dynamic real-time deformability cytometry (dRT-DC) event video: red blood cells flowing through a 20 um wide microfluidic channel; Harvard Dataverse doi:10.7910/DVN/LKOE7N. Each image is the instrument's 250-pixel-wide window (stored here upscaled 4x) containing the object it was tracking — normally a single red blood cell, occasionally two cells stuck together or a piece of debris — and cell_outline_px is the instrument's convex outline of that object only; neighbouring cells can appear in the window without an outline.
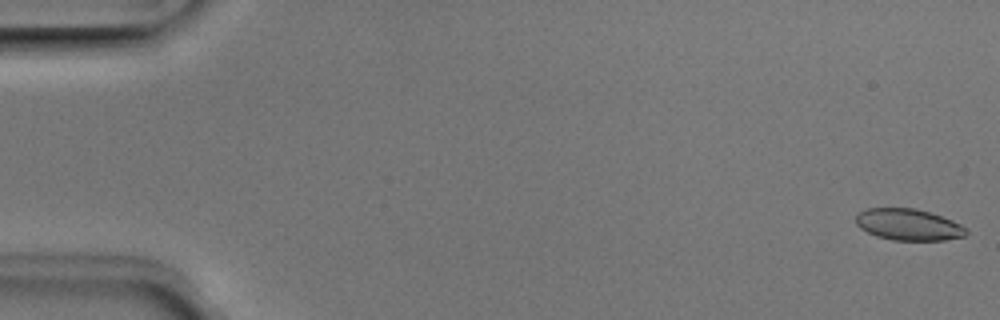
{"species": "Egyptian fruit bat (a non-hibernating species)", "species_latin": "Rousettus aegyptiacus", "temperature_condition": "room temperature", "stored_images_in_passage": 51, "camera_frame_rate_fps": 3000, "um_per_image_px": 0.085, "animal": {"sex": "male"}, "frame": {"image": 1, "passage_image": 1, "time_ms": 0.0, "image_size_px": [1000, 320], "cell_outline_px": [[968, 232], [964, 236], [944, 240], [892, 240], [876, 236], [860, 228], [856, 224], [856, 216], [860, 212], [868, 208], [916, 208], [952, 220], [968, 228]], "centroid_in_image_um": [77.22, 19.09], "position_along_channel_um": 7.8, "area_um2": 20.17}}
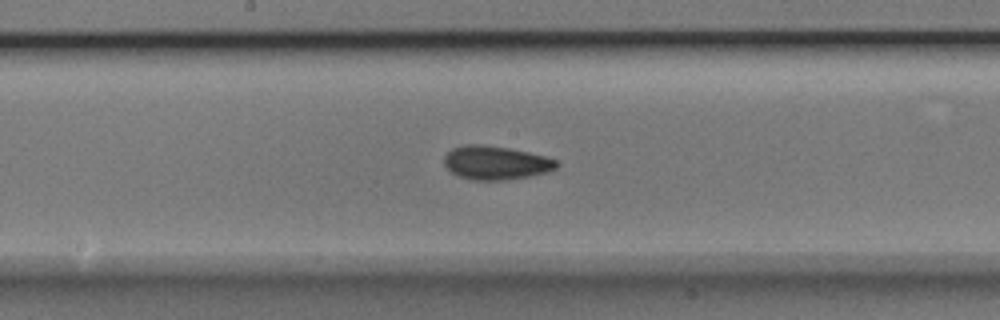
{"frame": {"image": 2, "passage_image": 27, "time_ms": 8.667, "image_size_px": [1000, 320], "cell_outline_px": [[560, 164], [556, 168], [548, 172], [528, 176], [504, 180], [472, 180], [460, 176], [452, 172], [444, 164], [444, 156], [452, 148], [464, 144], [480, 144], [508, 148], [528, 152], [544, 156], [556, 160]], "centroid_in_image_um": [42.14, 13.83], "position_along_channel_um": 206.1, "area_um2": 21.96}}
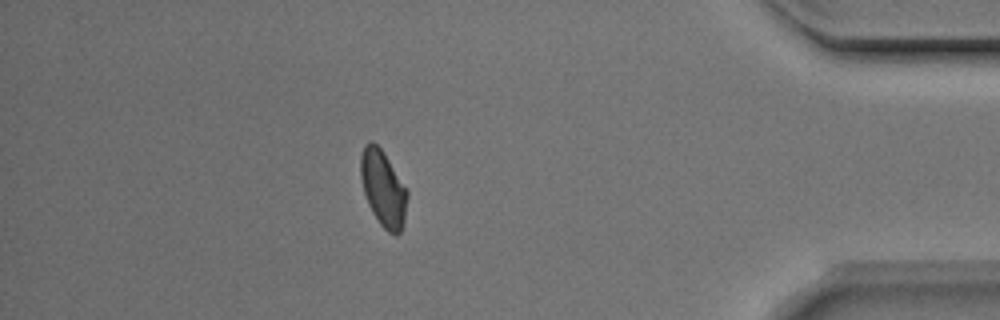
{"frame": {"image": 3, "passage_image": 45, "time_ms": 14.667, "image_size_px": [1000, 320], "cell_outline_px": [[408, 196], [404, 220], [400, 232], [396, 236], [388, 232], [380, 224], [372, 212], [368, 204], [364, 192], [360, 176], [360, 156], [364, 144], [368, 140], [372, 140], [380, 148], [388, 160], [408, 192]], "centroid_in_image_um": [32.54, 16.02], "position_along_channel_um": 402.7, "area_um2": 20.52}, "authors_computed_cell_mechanics": {"area_um2": 20.6924, "velocity_mm_per_s": 3.9684, "shape_relaxation_time_tau1_ms": 3.6686, "shape_relaxation_time_tau2_ms": 3.0865, "deformation_change_tau1": 0.0973, "deformation_change_tau2": 0.0875}}